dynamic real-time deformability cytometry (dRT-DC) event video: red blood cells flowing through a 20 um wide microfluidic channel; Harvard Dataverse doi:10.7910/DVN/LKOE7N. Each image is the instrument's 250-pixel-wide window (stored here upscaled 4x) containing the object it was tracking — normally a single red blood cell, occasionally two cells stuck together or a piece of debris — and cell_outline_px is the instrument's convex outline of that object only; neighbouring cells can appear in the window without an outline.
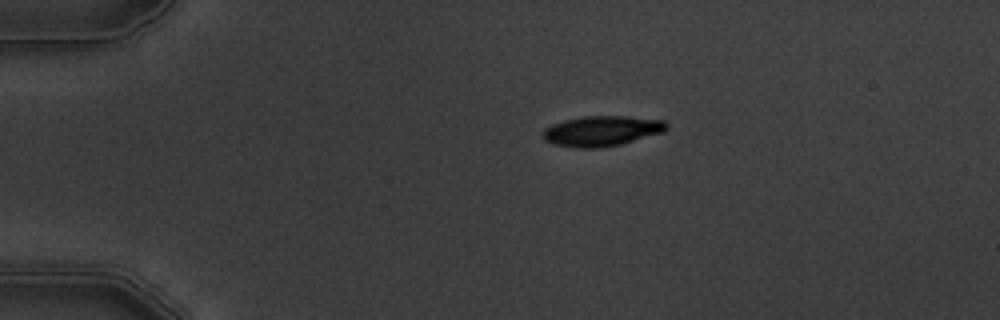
{"species": "common noctule bat (a hibernating species)", "species_latin": "Nyctalus noctula", "temperature_condition": "warm", "stored_images_in_passage": 9, "camera_frame_rate_fps": 3000, "um_per_image_px": 0.085, "animal": {"sex": "male", "body_mass_g": 19.5, "forearm_length_mm": 54.6}, "frame": {"image": 1, "passage_image": 1, "time_ms": 0.0, "image_size_px": [1000, 320], "cell_outline_px": [[668, 128], [664, 132], [620, 144], [600, 148], [576, 148], [556, 144], [544, 140], [540, 136], [540, 132], [544, 128], [552, 124], [564, 120], [584, 116], [624, 116], [664, 120], [668, 124]], "centroid_in_image_um": [51.12, 11.13], "position_along_channel_um": 33.9, "area_um2": 21.96}}
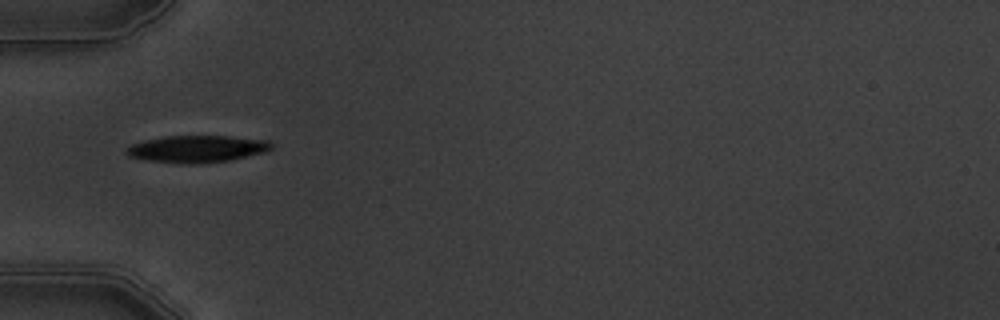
{"frame": {"image": 2, "passage_image": 3, "time_ms": 2.333, "image_size_px": [1000, 320], "cell_outline_px": [[272, 148], [268, 152], [228, 160], [200, 164], [180, 164], [148, 160], [128, 156], [124, 152], [124, 148], [132, 144], [144, 140], [164, 136], [228, 136], [268, 140], [272, 144]], "centroid_in_image_um": [16.73, 12.66], "position_along_channel_um": 68.3, "area_um2": 23.06}}